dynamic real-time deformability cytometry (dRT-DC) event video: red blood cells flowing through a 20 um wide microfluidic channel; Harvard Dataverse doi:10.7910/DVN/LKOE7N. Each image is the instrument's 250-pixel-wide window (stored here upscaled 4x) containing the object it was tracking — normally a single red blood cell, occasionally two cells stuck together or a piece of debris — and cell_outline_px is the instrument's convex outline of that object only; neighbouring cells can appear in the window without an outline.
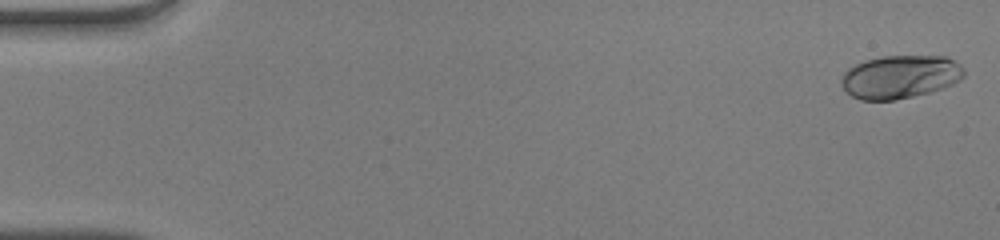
{"species": "human", "species_latin": "Homo sapiens", "temperature_condition": "warm", "stored_images_in_passage": 50, "camera_frame_rate_fps": 3000, "um_per_image_px": 0.085, "donor": {"sex": "male"}, "frame": {"image": 1, "passage_image": 1, "time_ms": 0.0, "image_size_px": [1000, 240], "cell_outline_px": [[964, 76], [960, 80], [952, 84], [928, 92], [896, 100], [860, 100], [852, 96], [844, 88], [840, 80], [844, 72], [848, 68], [864, 60], [880, 56], [948, 56], [956, 60], [964, 68]], "centroid_in_image_um": [76.52, 6.51], "position_along_channel_um": 8.5, "area_um2": 30.98}}
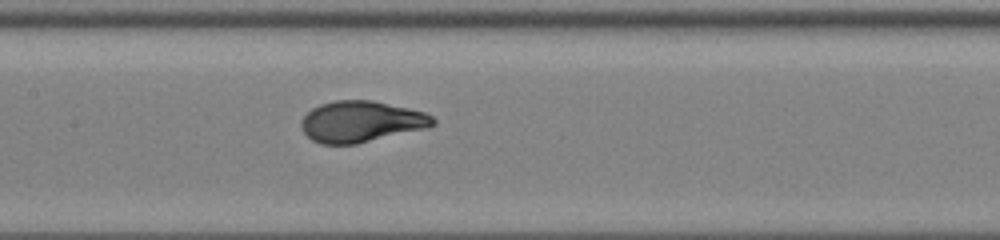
{"frame": {"image": 2, "passage_image": 25, "time_ms": 8.0, "image_size_px": [1000, 240], "cell_outline_px": [[436, 124], [428, 128], [356, 144], [320, 144], [312, 140], [300, 128], [300, 120], [312, 108], [320, 104], [336, 100], [372, 100], [408, 108], [424, 112], [432, 116], [436, 120]], "centroid_in_image_um": [30.69, 10.34], "position_along_channel_um": 176.7, "area_um2": 31.73}}
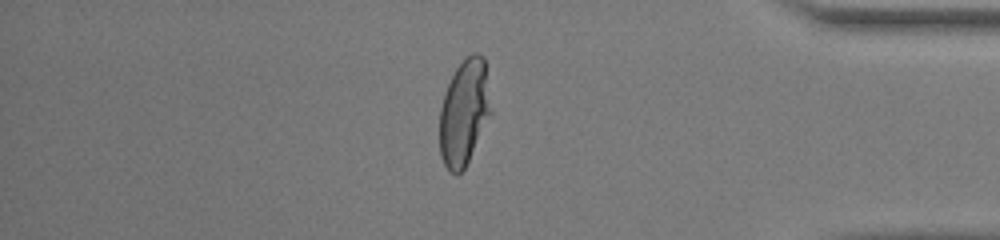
{"frame": {"image": 3, "passage_image": 43, "time_ms": 14.0, "image_size_px": [1000, 240], "cell_outline_px": [[492, 112], [464, 168], [456, 176], [448, 172], [440, 156], [440, 108], [444, 92], [456, 68], [464, 56], [472, 52], [476, 52], [484, 56], [492, 108]], "centroid_in_image_um": [39.45, 9.52], "position_along_channel_um": 395.7, "area_um2": 31.91}, "authors_computed_cell_mechanics": {"area_um2": 31.2698, "velocity_mm_per_s": 4.1126, "shape_relaxation_time_tau1_ms": 3.6672, "shape_relaxation_time_tau2_ms": null, "deformation_change_tau1": 0.2059, "deformation_change_tau2": null}}